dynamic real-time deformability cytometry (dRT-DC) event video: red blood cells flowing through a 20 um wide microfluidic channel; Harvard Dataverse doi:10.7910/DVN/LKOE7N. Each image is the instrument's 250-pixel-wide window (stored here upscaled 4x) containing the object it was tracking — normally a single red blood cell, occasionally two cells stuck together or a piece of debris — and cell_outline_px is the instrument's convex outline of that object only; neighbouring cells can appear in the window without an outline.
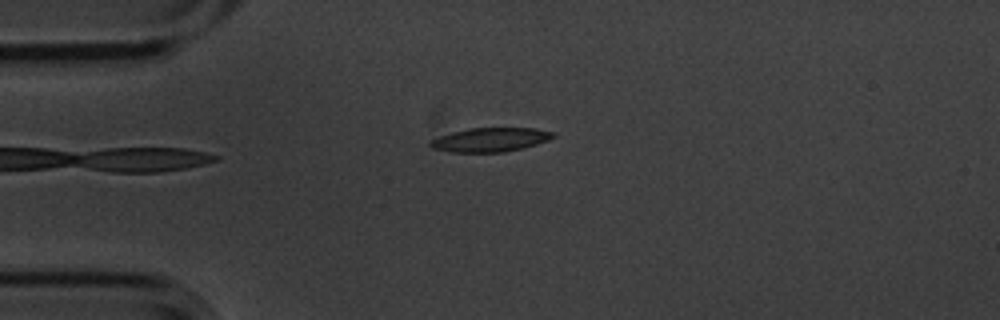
{"species": "common noctule bat (a hibernating species)", "species_latin": "Nyctalus noctula", "temperature_condition": "cold", "stored_images_in_passage": 4, "camera_frame_rate_fps": 3000, "um_per_image_px": 0.085, "animal": {"sex": "male", "body_mass_g": 20.1, "forearm_length_mm": 53.5}, "frame": {"image": 1, "passage_image": 4, "time_ms": 1.0, "image_size_px": [1000, 320], "cell_outline_px": [[556, 136], [548, 140], [536, 144], [504, 152], [448, 152], [432, 148], [428, 144], [428, 140], [452, 132], [468, 128], [536, 128], [556, 132]], "centroid_in_image_um": [41.66, 11.87], "position_along_channel_um": 43.3, "area_um2": 17.28}}